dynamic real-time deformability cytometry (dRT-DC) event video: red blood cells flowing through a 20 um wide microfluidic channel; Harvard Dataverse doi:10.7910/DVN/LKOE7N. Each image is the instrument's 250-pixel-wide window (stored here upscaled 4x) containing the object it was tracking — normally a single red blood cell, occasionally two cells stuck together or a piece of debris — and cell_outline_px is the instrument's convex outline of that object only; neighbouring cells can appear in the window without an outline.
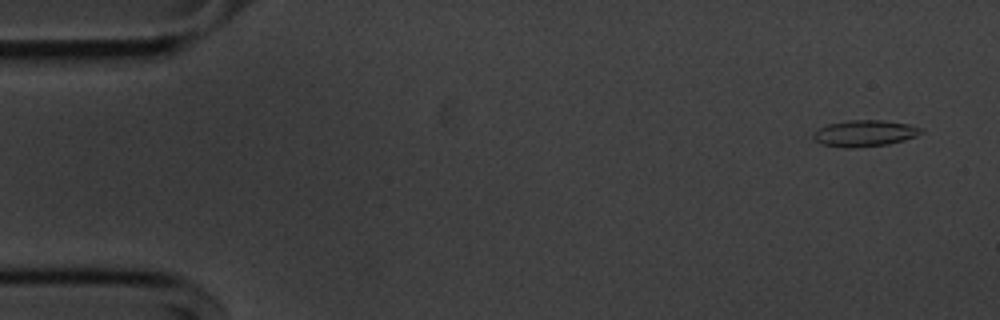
{"species": "common noctule bat (a hibernating species)", "species_latin": "Nyctalus noctula", "temperature_condition": "cold", "stored_images_in_passage": 55, "camera_frame_rate_fps": 3000, "um_per_image_px": 0.085, "animal": {"sex": "male", "body_mass_g": 20.1, "forearm_length_mm": 53.5}, "frame": {"image": 1, "passage_image": 3, "time_ms": 0.667, "image_size_px": [1000, 320], "cell_outline_px": [[924, 132], [916, 136], [904, 140], [888, 144], [856, 148], [844, 148], [820, 144], [812, 136], [812, 132], [828, 124], [848, 120], [880, 120], [908, 124], [924, 128]], "centroid_in_image_um": [73.49, 11.34], "position_along_channel_um": 11.5, "area_um2": 16.7}}
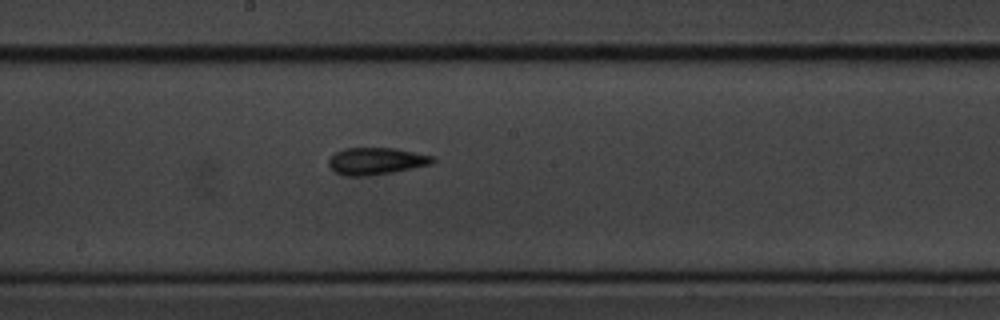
{"frame": {"image": 2, "passage_image": 29, "time_ms": 9.333, "image_size_px": [1000, 320], "cell_outline_px": [[436, 160], [432, 164], [392, 172], [364, 176], [348, 176], [336, 172], [328, 164], [328, 160], [336, 152], [344, 148], [396, 148], [436, 156]], "centroid_in_image_um": [32.02, 13.68], "position_along_channel_um": 216.2, "area_um2": 16.36}}
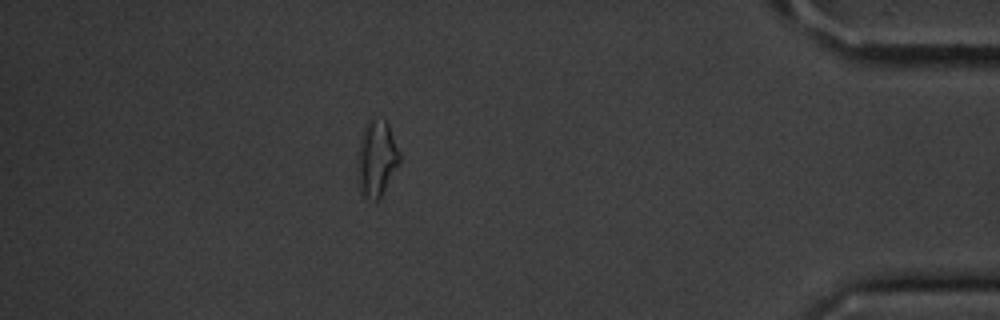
{"frame": {"image": 3, "passage_image": 48, "time_ms": 15.667, "image_size_px": [1000, 320], "cell_outline_px": [[400, 160], [380, 196], [376, 200], [372, 200], [364, 196], [360, 192], [356, 172], [356, 152], [364, 128], [368, 120], [372, 116], [384, 120], [388, 124], [400, 152]], "centroid_in_image_um": [31.96, 13.43], "position_along_channel_um": 403.2, "area_um2": 18.73}, "authors_computed_cell_mechanics": {"area_um2": 16.1262, "velocity_mm_per_s": 3.6529, "shape_relaxation_time_tau1_ms": 3.846, "shape_relaxation_time_tau2_ms": 1.6936, "deformation_change_tau1": 0.1542, "deformation_change_tau2": 0.1113}}